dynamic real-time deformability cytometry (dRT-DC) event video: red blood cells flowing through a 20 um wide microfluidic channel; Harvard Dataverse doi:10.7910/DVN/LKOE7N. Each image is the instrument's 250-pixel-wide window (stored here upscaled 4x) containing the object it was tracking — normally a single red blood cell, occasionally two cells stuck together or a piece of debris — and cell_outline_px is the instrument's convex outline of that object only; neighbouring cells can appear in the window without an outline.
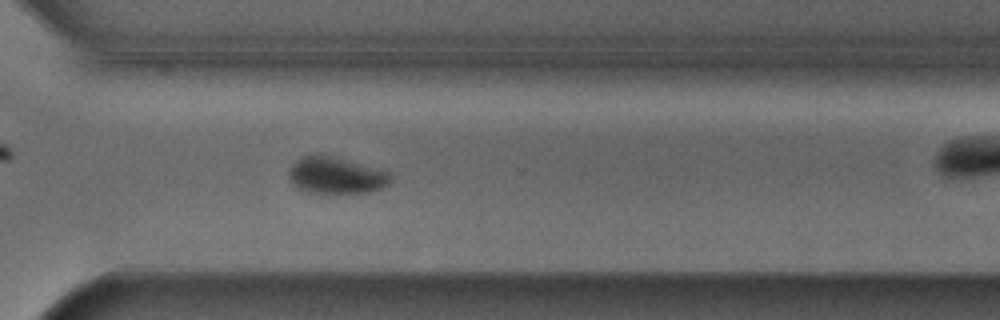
{"species": "Egyptian fruit bat (a non-hibernating species)", "species_latin": "Rousettus aegyptiacus", "temperature_condition": "cold", "stored_images_in_passage": 38, "camera_frame_rate_fps": 3000, "um_per_image_px": 0.085, "animal": {"sex": "male"}, "frame": {"image": 1, "passage_image": 28, "time_ms": 9.0, "image_size_px": [1000, 320], "cell_outline_px": [[392, 180], [388, 184], [380, 188], [368, 192], [308, 192], [296, 188], [292, 184], [288, 176], [288, 172], [292, 164], [300, 156], [320, 152], [388, 172], [392, 176]], "centroid_in_image_um": [28.48, 14.87], "position_along_channel_um": 342.1, "area_um2": 21.79}, "authors_computed_cell_mechanics": {"area_um2": 24.4783, "velocity_mm_per_s": 3.8562, "shape_relaxation_time_tau1_ms": 2.5632, "shape_relaxation_time_tau2_ms": null, "deformation_change_tau1": 0.0886, "deformation_change_tau2": null}}